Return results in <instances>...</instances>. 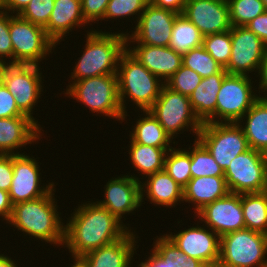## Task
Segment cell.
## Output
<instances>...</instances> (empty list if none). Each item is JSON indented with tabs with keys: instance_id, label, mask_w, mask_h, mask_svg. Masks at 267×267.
I'll return each mask as SVG.
<instances>
[{
	"instance_id": "7c38bea8",
	"label": "cell",
	"mask_w": 267,
	"mask_h": 267,
	"mask_svg": "<svg viewBox=\"0 0 267 267\" xmlns=\"http://www.w3.org/2000/svg\"><path fill=\"white\" fill-rule=\"evenodd\" d=\"M39 70V65L3 64V84L15 98L18 109L37 124L32 114L43 92Z\"/></svg>"
},
{
	"instance_id": "e0dca14e",
	"label": "cell",
	"mask_w": 267,
	"mask_h": 267,
	"mask_svg": "<svg viewBox=\"0 0 267 267\" xmlns=\"http://www.w3.org/2000/svg\"><path fill=\"white\" fill-rule=\"evenodd\" d=\"M140 179L128 174L111 178L104 185L105 199L96 202L122 222L123 215L138 210L142 204Z\"/></svg>"
},
{
	"instance_id": "b9f144b4",
	"label": "cell",
	"mask_w": 267,
	"mask_h": 267,
	"mask_svg": "<svg viewBox=\"0 0 267 267\" xmlns=\"http://www.w3.org/2000/svg\"><path fill=\"white\" fill-rule=\"evenodd\" d=\"M109 0H81V11L84 20L89 24L104 18Z\"/></svg>"
},
{
	"instance_id": "8d00e7d4",
	"label": "cell",
	"mask_w": 267,
	"mask_h": 267,
	"mask_svg": "<svg viewBox=\"0 0 267 267\" xmlns=\"http://www.w3.org/2000/svg\"><path fill=\"white\" fill-rule=\"evenodd\" d=\"M202 46L217 63L225 68L229 63L231 54L230 30L223 33L204 36Z\"/></svg>"
},
{
	"instance_id": "9a60e30c",
	"label": "cell",
	"mask_w": 267,
	"mask_h": 267,
	"mask_svg": "<svg viewBox=\"0 0 267 267\" xmlns=\"http://www.w3.org/2000/svg\"><path fill=\"white\" fill-rule=\"evenodd\" d=\"M29 155H13V181L8 191L12 205L45 196L53 187V182L41 186L39 162Z\"/></svg>"
},
{
	"instance_id": "7a4b0ae2",
	"label": "cell",
	"mask_w": 267,
	"mask_h": 267,
	"mask_svg": "<svg viewBox=\"0 0 267 267\" xmlns=\"http://www.w3.org/2000/svg\"><path fill=\"white\" fill-rule=\"evenodd\" d=\"M54 192L53 187L45 196L15 204L7 223L37 240L64 246L65 225L57 211Z\"/></svg>"
},
{
	"instance_id": "6da1fadb",
	"label": "cell",
	"mask_w": 267,
	"mask_h": 267,
	"mask_svg": "<svg viewBox=\"0 0 267 267\" xmlns=\"http://www.w3.org/2000/svg\"><path fill=\"white\" fill-rule=\"evenodd\" d=\"M87 202L74 209L64 228L63 245L69 249L72 257L83 256L111 244L129 231V226H125L97 202Z\"/></svg>"
},
{
	"instance_id": "3957f363",
	"label": "cell",
	"mask_w": 267,
	"mask_h": 267,
	"mask_svg": "<svg viewBox=\"0 0 267 267\" xmlns=\"http://www.w3.org/2000/svg\"><path fill=\"white\" fill-rule=\"evenodd\" d=\"M87 32L84 51L70 76L72 81L116 74L120 56L127 49L126 32Z\"/></svg>"
},
{
	"instance_id": "681fc988",
	"label": "cell",
	"mask_w": 267,
	"mask_h": 267,
	"mask_svg": "<svg viewBox=\"0 0 267 267\" xmlns=\"http://www.w3.org/2000/svg\"><path fill=\"white\" fill-rule=\"evenodd\" d=\"M260 75V76H259ZM258 76H259V87H258V90H259V98L261 99H266L267 100V51L265 53V56H264V59L263 61L261 62V66H260V69H259V72H258ZM260 92H265L263 93L264 96H261L260 95Z\"/></svg>"
},
{
	"instance_id": "9c48e42d",
	"label": "cell",
	"mask_w": 267,
	"mask_h": 267,
	"mask_svg": "<svg viewBox=\"0 0 267 267\" xmlns=\"http://www.w3.org/2000/svg\"><path fill=\"white\" fill-rule=\"evenodd\" d=\"M197 139L225 171L231 160L247 151L249 145L238 123H203Z\"/></svg>"
},
{
	"instance_id": "603a6c76",
	"label": "cell",
	"mask_w": 267,
	"mask_h": 267,
	"mask_svg": "<svg viewBox=\"0 0 267 267\" xmlns=\"http://www.w3.org/2000/svg\"><path fill=\"white\" fill-rule=\"evenodd\" d=\"M85 24L87 22L82 16L81 0H55L53 11L44 29L47 36L58 45L69 31Z\"/></svg>"
},
{
	"instance_id": "7dc6e473",
	"label": "cell",
	"mask_w": 267,
	"mask_h": 267,
	"mask_svg": "<svg viewBox=\"0 0 267 267\" xmlns=\"http://www.w3.org/2000/svg\"><path fill=\"white\" fill-rule=\"evenodd\" d=\"M187 0H150V3L159 8L169 9L182 14Z\"/></svg>"
},
{
	"instance_id": "ee69618b",
	"label": "cell",
	"mask_w": 267,
	"mask_h": 267,
	"mask_svg": "<svg viewBox=\"0 0 267 267\" xmlns=\"http://www.w3.org/2000/svg\"><path fill=\"white\" fill-rule=\"evenodd\" d=\"M13 181V154H0V189L9 191Z\"/></svg>"
},
{
	"instance_id": "1f68e13d",
	"label": "cell",
	"mask_w": 267,
	"mask_h": 267,
	"mask_svg": "<svg viewBox=\"0 0 267 267\" xmlns=\"http://www.w3.org/2000/svg\"><path fill=\"white\" fill-rule=\"evenodd\" d=\"M193 145V149L190 147L187 150L191 155V178L224 177V171L214 160L207 148L196 138Z\"/></svg>"
},
{
	"instance_id": "4316f807",
	"label": "cell",
	"mask_w": 267,
	"mask_h": 267,
	"mask_svg": "<svg viewBox=\"0 0 267 267\" xmlns=\"http://www.w3.org/2000/svg\"><path fill=\"white\" fill-rule=\"evenodd\" d=\"M244 116L238 124L242 127L249 148L267 155V100L259 98ZM245 118L247 120L243 126L241 122Z\"/></svg>"
},
{
	"instance_id": "d6986e66",
	"label": "cell",
	"mask_w": 267,
	"mask_h": 267,
	"mask_svg": "<svg viewBox=\"0 0 267 267\" xmlns=\"http://www.w3.org/2000/svg\"><path fill=\"white\" fill-rule=\"evenodd\" d=\"M207 228V229H206ZM177 247L190 257L203 263L218 264L220 236L206 226H192L177 234H166Z\"/></svg>"
},
{
	"instance_id": "f1b7e54d",
	"label": "cell",
	"mask_w": 267,
	"mask_h": 267,
	"mask_svg": "<svg viewBox=\"0 0 267 267\" xmlns=\"http://www.w3.org/2000/svg\"><path fill=\"white\" fill-rule=\"evenodd\" d=\"M130 161L137 171L147 177L148 175L164 170V159L168 150L172 148H159L129 141Z\"/></svg>"
},
{
	"instance_id": "44dd1931",
	"label": "cell",
	"mask_w": 267,
	"mask_h": 267,
	"mask_svg": "<svg viewBox=\"0 0 267 267\" xmlns=\"http://www.w3.org/2000/svg\"><path fill=\"white\" fill-rule=\"evenodd\" d=\"M131 48V49H130ZM127 50L164 83L181 67L182 54L171 47L137 44Z\"/></svg>"
},
{
	"instance_id": "ac0fdd59",
	"label": "cell",
	"mask_w": 267,
	"mask_h": 267,
	"mask_svg": "<svg viewBox=\"0 0 267 267\" xmlns=\"http://www.w3.org/2000/svg\"><path fill=\"white\" fill-rule=\"evenodd\" d=\"M203 36L231 30L226 0H187L182 13Z\"/></svg>"
},
{
	"instance_id": "d590c367",
	"label": "cell",
	"mask_w": 267,
	"mask_h": 267,
	"mask_svg": "<svg viewBox=\"0 0 267 267\" xmlns=\"http://www.w3.org/2000/svg\"><path fill=\"white\" fill-rule=\"evenodd\" d=\"M153 249L165 260H174L176 267H201L204 263L200 260L184 254L166 234L156 236Z\"/></svg>"
},
{
	"instance_id": "484cf974",
	"label": "cell",
	"mask_w": 267,
	"mask_h": 267,
	"mask_svg": "<svg viewBox=\"0 0 267 267\" xmlns=\"http://www.w3.org/2000/svg\"><path fill=\"white\" fill-rule=\"evenodd\" d=\"M230 193L225 177L191 178L183 190V201L195 205L194 213L206 204L223 198Z\"/></svg>"
},
{
	"instance_id": "e575fe53",
	"label": "cell",
	"mask_w": 267,
	"mask_h": 267,
	"mask_svg": "<svg viewBox=\"0 0 267 267\" xmlns=\"http://www.w3.org/2000/svg\"><path fill=\"white\" fill-rule=\"evenodd\" d=\"M182 65L192 69L202 78H207L218 73L223 68L203 46L191 49L183 54Z\"/></svg>"
},
{
	"instance_id": "5bb4252c",
	"label": "cell",
	"mask_w": 267,
	"mask_h": 267,
	"mask_svg": "<svg viewBox=\"0 0 267 267\" xmlns=\"http://www.w3.org/2000/svg\"><path fill=\"white\" fill-rule=\"evenodd\" d=\"M178 13L149 3L140 15L135 31L127 33V46L135 42L151 46L169 47L172 27ZM130 41V42H129ZM129 44V45H128Z\"/></svg>"
},
{
	"instance_id": "f5cc1de1",
	"label": "cell",
	"mask_w": 267,
	"mask_h": 267,
	"mask_svg": "<svg viewBox=\"0 0 267 267\" xmlns=\"http://www.w3.org/2000/svg\"><path fill=\"white\" fill-rule=\"evenodd\" d=\"M74 264L71 267H90L88 262L82 256H74Z\"/></svg>"
},
{
	"instance_id": "ba28073f",
	"label": "cell",
	"mask_w": 267,
	"mask_h": 267,
	"mask_svg": "<svg viewBox=\"0 0 267 267\" xmlns=\"http://www.w3.org/2000/svg\"><path fill=\"white\" fill-rule=\"evenodd\" d=\"M149 111L172 139L178 132L190 127L197 139L203 125L195 115L189 97L171 90L166 85L162 87L159 97Z\"/></svg>"
},
{
	"instance_id": "f6af8a7d",
	"label": "cell",
	"mask_w": 267,
	"mask_h": 267,
	"mask_svg": "<svg viewBox=\"0 0 267 267\" xmlns=\"http://www.w3.org/2000/svg\"><path fill=\"white\" fill-rule=\"evenodd\" d=\"M267 46V11L253 19L247 26Z\"/></svg>"
},
{
	"instance_id": "52a82bcc",
	"label": "cell",
	"mask_w": 267,
	"mask_h": 267,
	"mask_svg": "<svg viewBox=\"0 0 267 267\" xmlns=\"http://www.w3.org/2000/svg\"><path fill=\"white\" fill-rule=\"evenodd\" d=\"M9 33L13 47V64L39 65L52 53L56 44L47 36L43 27L10 14Z\"/></svg>"
},
{
	"instance_id": "c3c4849f",
	"label": "cell",
	"mask_w": 267,
	"mask_h": 267,
	"mask_svg": "<svg viewBox=\"0 0 267 267\" xmlns=\"http://www.w3.org/2000/svg\"><path fill=\"white\" fill-rule=\"evenodd\" d=\"M13 205L10 201L9 193L0 189V216L8 222L12 213Z\"/></svg>"
},
{
	"instance_id": "cb8c5ba5",
	"label": "cell",
	"mask_w": 267,
	"mask_h": 267,
	"mask_svg": "<svg viewBox=\"0 0 267 267\" xmlns=\"http://www.w3.org/2000/svg\"><path fill=\"white\" fill-rule=\"evenodd\" d=\"M227 71L222 68L207 78H202L200 84L189 96L195 115L202 123H215L217 94Z\"/></svg>"
},
{
	"instance_id": "f546056e",
	"label": "cell",
	"mask_w": 267,
	"mask_h": 267,
	"mask_svg": "<svg viewBox=\"0 0 267 267\" xmlns=\"http://www.w3.org/2000/svg\"><path fill=\"white\" fill-rule=\"evenodd\" d=\"M241 206L245 228L265 233L267 230V191L242 193Z\"/></svg>"
},
{
	"instance_id": "74e56055",
	"label": "cell",
	"mask_w": 267,
	"mask_h": 267,
	"mask_svg": "<svg viewBox=\"0 0 267 267\" xmlns=\"http://www.w3.org/2000/svg\"><path fill=\"white\" fill-rule=\"evenodd\" d=\"M202 81V77L192 69L181 65V67L165 82L171 90L190 96Z\"/></svg>"
},
{
	"instance_id": "7402d4cb",
	"label": "cell",
	"mask_w": 267,
	"mask_h": 267,
	"mask_svg": "<svg viewBox=\"0 0 267 267\" xmlns=\"http://www.w3.org/2000/svg\"><path fill=\"white\" fill-rule=\"evenodd\" d=\"M131 229L119 240L92 250L82 257L90 267H131L138 238ZM136 238V239H135Z\"/></svg>"
},
{
	"instance_id": "83f0119b",
	"label": "cell",
	"mask_w": 267,
	"mask_h": 267,
	"mask_svg": "<svg viewBox=\"0 0 267 267\" xmlns=\"http://www.w3.org/2000/svg\"><path fill=\"white\" fill-rule=\"evenodd\" d=\"M144 112V118L137 119L136 125L130 132V140L134 143L159 147L173 148L171 136L163 129L158 120L149 110ZM146 114V115H145Z\"/></svg>"
},
{
	"instance_id": "d4e9b609",
	"label": "cell",
	"mask_w": 267,
	"mask_h": 267,
	"mask_svg": "<svg viewBox=\"0 0 267 267\" xmlns=\"http://www.w3.org/2000/svg\"><path fill=\"white\" fill-rule=\"evenodd\" d=\"M143 183L141 182V202L146 199L144 198L145 195L151 204H156L155 206L171 208L179 202H183L184 188L176 183L164 170L148 175L147 180Z\"/></svg>"
},
{
	"instance_id": "6f0895ef",
	"label": "cell",
	"mask_w": 267,
	"mask_h": 267,
	"mask_svg": "<svg viewBox=\"0 0 267 267\" xmlns=\"http://www.w3.org/2000/svg\"><path fill=\"white\" fill-rule=\"evenodd\" d=\"M261 1L263 2L264 7H265V9H266V11H267V0H261Z\"/></svg>"
},
{
	"instance_id": "816d5d0a",
	"label": "cell",
	"mask_w": 267,
	"mask_h": 267,
	"mask_svg": "<svg viewBox=\"0 0 267 267\" xmlns=\"http://www.w3.org/2000/svg\"><path fill=\"white\" fill-rule=\"evenodd\" d=\"M11 258L5 256L4 254H0V267H17Z\"/></svg>"
},
{
	"instance_id": "60d3db41",
	"label": "cell",
	"mask_w": 267,
	"mask_h": 267,
	"mask_svg": "<svg viewBox=\"0 0 267 267\" xmlns=\"http://www.w3.org/2000/svg\"><path fill=\"white\" fill-rule=\"evenodd\" d=\"M10 14L7 12L0 13V64H13V47L9 33ZM4 57L10 58L6 62Z\"/></svg>"
},
{
	"instance_id": "7bdbcfd3",
	"label": "cell",
	"mask_w": 267,
	"mask_h": 267,
	"mask_svg": "<svg viewBox=\"0 0 267 267\" xmlns=\"http://www.w3.org/2000/svg\"><path fill=\"white\" fill-rule=\"evenodd\" d=\"M24 115L16 106L15 98L4 84L0 87V118H10Z\"/></svg>"
},
{
	"instance_id": "f907efd6",
	"label": "cell",
	"mask_w": 267,
	"mask_h": 267,
	"mask_svg": "<svg viewBox=\"0 0 267 267\" xmlns=\"http://www.w3.org/2000/svg\"><path fill=\"white\" fill-rule=\"evenodd\" d=\"M30 2L31 0H4V12L19 14Z\"/></svg>"
},
{
	"instance_id": "9f6ffc18",
	"label": "cell",
	"mask_w": 267,
	"mask_h": 267,
	"mask_svg": "<svg viewBox=\"0 0 267 267\" xmlns=\"http://www.w3.org/2000/svg\"><path fill=\"white\" fill-rule=\"evenodd\" d=\"M4 12V0H0V13Z\"/></svg>"
},
{
	"instance_id": "f35d334b",
	"label": "cell",
	"mask_w": 267,
	"mask_h": 267,
	"mask_svg": "<svg viewBox=\"0 0 267 267\" xmlns=\"http://www.w3.org/2000/svg\"><path fill=\"white\" fill-rule=\"evenodd\" d=\"M149 3L150 0H109L102 20L110 18L116 20L119 17L126 18L127 16L137 15L136 21H138L140 15Z\"/></svg>"
},
{
	"instance_id": "30bf717a",
	"label": "cell",
	"mask_w": 267,
	"mask_h": 267,
	"mask_svg": "<svg viewBox=\"0 0 267 267\" xmlns=\"http://www.w3.org/2000/svg\"><path fill=\"white\" fill-rule=\"evenodd\" d=\"M252 78L227 74L220 86L216 103V123H238L259 99L252 90ZM218 119V120H217Z\"/></svg>"
},
{
	"instance_id": "4fadbf2b",
	"label": "cell",
	"mask_w": 267,
	"mask_h": 267,
	"mask_svg": "<svg viewBox=\"0 0 267 267\" xmlns=\"http://www.w3.org/2000/svg\"><path fill=\"white\" fill-rule=\"evenodd\" d=\"M230 35V60L224 68L227 73L249 76V72H259L267 46L257 35L244 26L232 27Z\"/></svg>"
},
{
	"instance_id": "bcb514c9",
	"label": "cell",
	"mask_w": 267,
	"mask_h": 267,
	"mask_svg": "<svg viewBox=\"0 0 267 267\" xmlns=\"http://www.w3.org/2000/svg\"><path fill=\"white\" fill-rule=\"evenodd\" d=\"M152 253V254H151ZM150 256L144 262H140L138 267H176L174 260L163 259L154 249L151 250Z\"/></svg>"
},
{
	"instance_id": "4dcf8cb0",
	"label": "cell",
	"mask_w": 267,
	"mask_h": 267,
	"mask_svg": "<svg viewBox=\"0 0 267 267\" xmlns=\"http://www.w3.org/2000/svg\"><path fill=\"white\" fill-rule=\"evenodd\" d=\"M203 35L183 14L176 16L169 47L180 54L203 45Z\"/></svg>"
},
{
	"instance_id": "8992f818",
	"label": "cell",
	"mask_w": 267,
	"mask_h": 267,
	"mask_svg": "<svg viewBox=\"0 0 267 267\" xmlns=\"http://www.w3.org/2000/svg\"><path fill=\"white\" fill-rule=\"evenodd\" d=\"M265 234L242 229L220 237L219 267H267Z\"/></svg>"
},
{
	"instance_id": "277c9868",
	"label": "cell",
	"mask_w": 267,
	"mask_h": 267,
	"mask_svg": "<svg viewBox=\"0 0 267 267\" xmlns=\"http://www.w3.org/2000/svg\"><path fill=\"white\" fill-rule=\"evenodd\" d=\"M119 63L116 74L119 100L125 120L128 115L125 110L126 98H130L141 111L149 110L165 83L144 67L127 49L121 54Z\"/></svg>"
},
{
	"instance_id": "8fae6325",
	"label": "cell",
	"mask_w": 267,
	"mask_h": 267,
	"mask_svg": "<svg viewBox=\"0 0 267 267\" xmlns=\"http://www.w3.org/2000/svg\"><path fill=\"white\" fill-rule=\"evenodd\" d=\"M224 177L230 193L267 191V155L249 148L231 160Z\"/></svg>"
},
{
	"instance_id": "5b68a950",
	"label": "cell",
	"mask_w": 267,
	"mask_h": 267,
	"mask_svg": "<svg viewBox=\"0 0 267 267\" xmlns=\"http://www.w3.org/2000/svg\"><path fill=\"white\" fill-rule=\"evenodd\" d=\"M66 87L67 96L82 102L90 111L121 120L117 74L99 75L82 80L71 81Z\"/></svg>"
},
{
	"instance_id": "d6a6232c",
	"label": "cell",
	"mask_w": 267,
	"mask_h": 267,
	"mask_svg": "<svg viewBox=\"0 0 267 267\" xmlns=\"http://www.w3.org/2000/svg\"><path fill=\"white\" fill-rule=\"evenodd\" d=\"M176 147L167 151L164 159V171L182 188L191 179V155L187 149Z\"/></svg>"
},
{
	"instance_id": "ab89813d",
	"label": "cell",
	"mask_w": 267,
	"mask_h": 267,
	"mask_svg": "<svg viewBox=\"0 0 267 267\" xmlns=\"http://www.w3.org/2000/svg\"><path fill=\"white\" fill-rule=\"evenodd\" d=\"M55 0H31L18 14L21 18L45 28L54 8Z\"/></svg>"
},
{
	"instance_id": "db71d44e",
	"label": "cell",
	"mask_w": 267,
	"mask_h": 267,
	"mask_svg": "<svg viewBox=\"0 0 267 267\" xmlns=\"http://www.w3.org/2000/svg\"><path fill=\"white\" fill-rule=\"evenodd\" d=\"M3 84V64H0V87Z\"/></svg>"
},
{
	"instance_id": "836d02e7",
	"label": "cell",
	"mask_w": 267,
	"mask_h": 267,
	"mask_svg": "<svg viewBox=\"0 0 267 267\" xmlns=\"http://www.w3.org/2000/svg\"><path fill=\"white\" fill-rule=\"evenodd\" d=\"M232 27H246L266 9L261 0H227Z\"/></svg>"
},
{
	"instance_id": "2e32d148",
	"label": "cell",
	"mask_w": 267,
	"mask_h": 267,
	"mask_svg": "<svg viewBox=\"0 0 267 267\" xmlns=\"http://www.w3.org/2000/svg\"><path fill=\"white\" fill-rule=\"evenodd\" d=\"M196 215L205 223V226L220 237L245 229L241 194L229 193L223 198L206 204Z\"/></svg>"
},
{
	"instance_id": "11a10c76",
	"label": "cell",
	"mask_w": 267,
	"mask_h": 267,
	"mask_svg": "<svg viewBox=\"0 0 267 267\" xmlns=\"http://www.w3.org/2000/svg\"><path fill=\"white\" fill-rule=\"evenodd\" d=\"M201 267H219L218 264H213V263H204L201 265Z\"/></svg>"
},
{
	"instance_id": "680465c9",
	"label": "cell",
	"mask_w": 267,
	"mask_h": 267,
	"mask_svg": "<svg viewBox=\"0 0 267 267\" xmlns=\"http://www.w3.org/2000/svg\"><path fill=\"white\" fill-rule=\"evenodd\" d=\"M264 234H265V238H266V240H267V230H266V232H265Z\"/></svg>"
},
{
	"instance_id": "ffe728a7",
	"label": "cell",
	"mask_w": 267,
	"mask_h": 267,
	"mask_svg": "<svg viewBox=\"0 0 267 267\" xmlns=\"http://www.w3.org/2000/svg\"><path fill=\"white\" fill-rule=\"evenodd\" d=\"M41 131V126L29 116L0 118V154H21L15 151L40 140Z\"/></svg>"
}]
</instances>
